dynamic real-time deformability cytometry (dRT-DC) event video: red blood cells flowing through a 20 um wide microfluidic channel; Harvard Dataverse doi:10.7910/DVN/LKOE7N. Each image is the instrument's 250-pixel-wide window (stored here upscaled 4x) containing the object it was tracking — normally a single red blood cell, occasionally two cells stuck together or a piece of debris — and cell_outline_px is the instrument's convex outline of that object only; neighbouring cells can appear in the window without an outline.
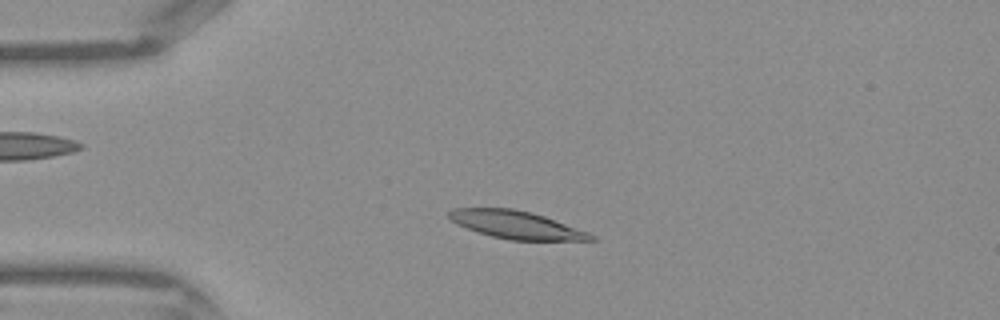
{"species": "Egyptian fruit bat (a non-hibernating species)", "species_latin": "Rousettus aegyptiacus", "temperature_condition": "warm", "stored_images_in_passage": 41, "camera_frame_rate_fps": 3000, "um_per_image_px": 0.085, "frame": {"image": 1, "passage_image": 8, "time_ms": 2.333, "image_size_px": [1000, 320], "cell_outline_px": [[596, 240], [508, 240], [476, 232], [456, 224], [448, 216], [448, 212], [452, 208], [512, 208], [532, 212], [544, 216], [588, 232], [596, 236]], "centroid_in_image_um": [43.85, 19.1], "position_along_channel_um": 41.1, "area_um2": 22.95}}
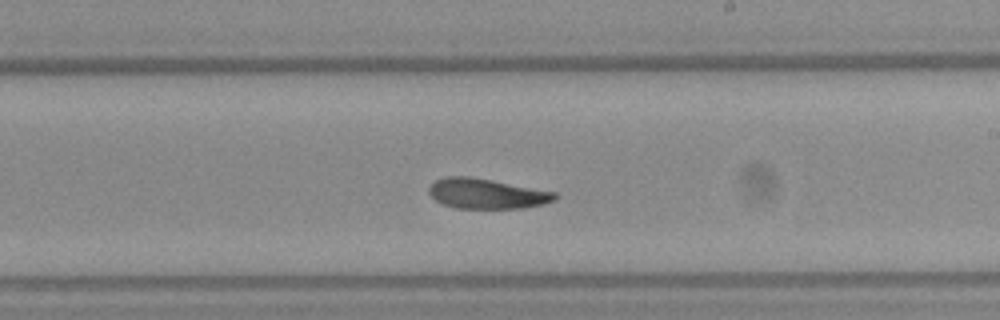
{"frame": {"image": 2, "passage_image": 23, "time_ms": 7.333, "image_size_px": [1000, 320], "cell_outline_px": [[556, 200], [544, 204], [520, 208], [456, 208], [444, 204], [436, 200], [428, 192], [428, 188], [436, 180], [448, 176], [468, 176], [492, 180], [556, 192]], "centroid_in_image_um": [41.37, 16.46], "position_along_channel_um": 247.6, "area_um2": 21.91}}
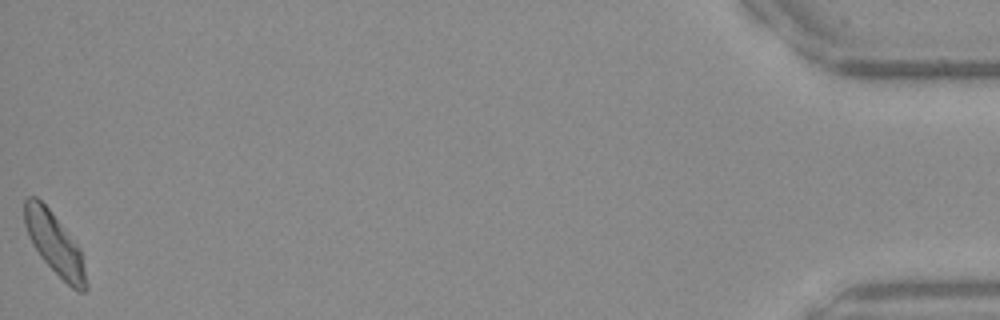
{"frame": {"image": 3, "passage_image": 41, "time_ms": 13.333, "image_size_px": [1000, 320], "cell_outline_px": [[88, 288], [84, 292], [80, 292], [72, 288], [40, 256], [32, 244], [28, 236], [24, 224], [24, 200], [28, 196], [36, 196], [48, 208], [80, 248], [88, 284]], "centroid_in_image_um": [4.63, 20.72], "position_along_channel_um": 430.6, "area_um2": 21.85}}